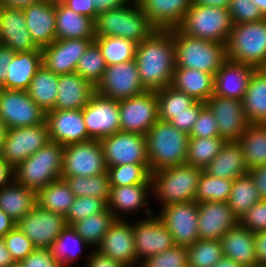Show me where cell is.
Here are the masks:
<instances>
[{"mask_svg":"<svg viewBox=\"0 0 266 267\" xmlns=\"http://www.w3.org/2000/svg\"><path fill=\"white\" fill-rule=\"evenodd\" d=\"M189 138L170 122L158 120L146 134L150 171L184 164Z\"/></svg>","mask_w":266,"mask_h":267,"instance_id":"obj_3","label":"cell"},{"mask_svg":"<svg viewBox=\"0 0 266 267\" xmlns=\"http://www.w3.org/2000/svg\"><path fill=\"white\" fill-rule=\"evenodd\" d=\"M110 186L151 184L149 164H123L107 168Z\"/></svg>","mask_w":266,"mask_h":267,"instance_id":"obj_48","label":"cell"},{"mask_svg":"<svg viewBox=\"0 0 266 267\" xmlns=\"http://www.w3.org/2000/svg\"><path fill=\"white\" fill-rule=\"evenodd\" d=\"M175 68L199 70L215 75L227 60L226 44L195 38L173 29Z\"/></svg>","mask_w":266,"mask_h":267,"instance_id":"obj_2","label":"cell"},{"mask_svg":"<svg viewBox=\"0 0 266 267\" xmlns=\"http://www.w3.org/2000/svg\"><path fill=\"white\" fill-rule=\"evenodd\" d=\"M255 69L227 59L214 76L213 95L242 101Z\"/></svg>","mask_w":266,"mask_h":267,"instance_id":"obj_26","label":"cell"},{"mask_svg":"<svg viewBox=\"0 0 266 267\" xmlns=\"http://www.w3.org/2000/svg\"><path fill=\"white\" fill-rule=\"evenodd\" d=\"M96 250L121 263L124 267H135L137 256L133 239V224L116 219Z\"/></svg>","mask_w":266,"mask_h":267,"instance_id":"obj_22","label":"cell"},{"mask_svg":"<svg viewBox=\"0 0 266 267\" xmlns=\"http://www.w3.org/2000/svg\"><path fill=\"white\" fill-rule=\"evenodd\" d=\"M11 267H23L20 263H15L14 265H12Z\"/></svg>","mask_w":266,"mask_h":267,"instance_id":"obj_73","label":"cell"},{"mask_svg":"<svg viewBox=\"0 0 266 267\" xmlns=\"http://www.w3.org/2000/svg\"><path fill=\"white\" fill-rule=\"evenodd\" d=\"M16 226L36 248L49 249L67 223L64 216L47 211L36 204L30 213L16 223Z\"/></svg>","mask_w":266,"mask_h":267,"instance_id":"obj_16","label":"cell"},{"mask_svg":"<svg viewBox=\"0 0 266 267\" xmlns=\"http://www.w3.org/2000/svg\"><path fill=\"white\" fill-rule=\"evenodd\" d=\"M106 67L100 48L92 42L79 58L75 72L96 86L102 79Z\"/></svg>","mask_w":266,"mask_h":267,"instance_id":"obj_50","label":"cell"},{"mask_svg":"<svg viewBox=\"0 0 266 267\" xmlns=\"http://www.w3.org/2000/svg\"><path fill=\"white\" fill-rule=\"evenodd\" d=\"M59 75L42 65L27 89L30 98L46 113L55 107Z\"/></svg>","mask_w":266,"mask_h":267,"instance_id":"obj_37","label":"cell"},{"mask_svg":"<svg viewBox=\"0 0 266 267\" xmlns=\"http://www.w3.org/2000/svg\"><path fill=\"white\" fill-rule=\"evenodd\" d=\"M259 8L262 16L266 18V0H251Z\"/></svg>","mask_w":266,"mask_h":267,"instance_id":"obj_71","label":"cell"},{"mask_svg":"<svg viewBox=\"0 0 266 267\" xmlns=\"http://www.w3.org/2000/svg\"><path fill=\"white\" fill-rule=\"evenodd\" d=\"M240 144L245 163L250 170L266 164V124H249L237 140Z\"/></svg>","mask_w":266,"mask_h":267,"instance_id":"obj_39","label":"cell"},{"mask_svg":"<svg viewBox=\"0 0 266 267\" xmlns=\"http://www.w3.org/2000/svg\"><path fill=\"white\" fill-rule=\"evenodd\" d=\"M36 204V192L15 180L0 189V209L16 223L30 213Z\"/></svg>","mask_w":266,"mask_h":267,"instance_id":"obj_35","label":"cell"},{"mask_svg":"<svg viewBox=\"0 0 266 267\" xmlns=\"http://www.w3.org/2000/svg\"><path fill=\"white\" fill-rule=\"evenodd\" d=\"M42 0H0V6L24 8Z\"/></svg>","mask_w":266,"mask_h":267,"instance_id":"obj_68","label":"cell"},{"mask_svg":"<svg viewBox=\"0 0 266 267\" xmlns=\"http://www.w3.org/2000/svg\"><path fill=\"white\" fill-rule=\"evenodd\" d=\"M64 146L49 140L14 169V180L36 193L61 178Z\"/></svg>","mask_w":266,"mask_h":267,"instance_id":"obj_5","label":"cell"},{"mask_svg":"<svg viewBox=\"0 0 266 267\" xmlns=\"http://www.w3.org/2000/svg\"><path fill=\"white\" fill-rule=\"evenodd\" d=\"M65 6L76 13L94 20V6L92 0H60Z\"/></svg>","mask_w":266,"mask_h":267,"instance_id":"obj_60","label":"cell"},{"mask_svg":"<svg viewBox=\"0 0 266 267\" xmlns=\"http://www.w3.org/2000/svg\"><path fill=\"white\" fill-rule=\"evenodd\" d=\"M225 142L219 136L189 138L185 163L203 170L219 154Z\"/></svg>","mask_w":266,"mask_h":267,"instance_id":"obj_45","label":"cell"},{"mask_svg":"<svg viewBox=\"0 0 266 267\" xmlns=\"http://www.w3.org/2000/svg\"><path fill=\"white\" fill-rule=\"evenodd\" d=\"M213 267H242L234 260L223 256Z\"/></svg>","mask_w":266,"mask_h":267,"instance_id":"obj_70","label":"cell"},{"mask_svg":"<svg viewBox=\"0 0 266 267\" xmlns=\"http://www.w3.org/2000/svg\"><path fill=\"white\" fill-rule=\"evenodd\" d=\"M160 214L159 218L173 236L175 245L189 246L199 239L196 201L169 204Z\"/></svg>","mask_w":266,"mask_h":267,"instance_id":"obj_17","label":"cell"},{"mask_svg":"<svg viewBox=\"0 0 266 267\" xmlns=\"http://www.w3.org/2000/svg\"><path fill=\"white\" fill-rule=\"evenodd\" d=\"M214 76L199 70L175 68L171 86L196 101L206 102L213 95Z\"/></svg>","mask_w":266,"mask_h":267,"instance_id":"obj_33","label":"cell"},{"mask_svg":"<svg viewBox=\"0 0 266 267\" xmlns=\"http://www.w3.org/2000/svg\"><path fill=\"white\" fill-rule=\"evenodd\" d=\"M95 93V86L76 72L60 74L58 94L53 110L83 109Z\"/></svg>","mask_w":266,"mask_h":267,"instance_id":"obj_28","label":"cell"},{"mask_svg":"<svg viewBox=\"0 0 266 267\" xmlns=\"http://www.w3.org/2000/svg\"><path fill=\"white\" fill-rule=\"evenodd\" d=\"M202 169L184 163L151 172L150 181L152 192L167 206L173 203L195 200L199 178Z\"/></svg>","mask_w":266,"mask_h":267,"instance_id":"obj_7","label":"cell"},{"mask_svg":"<svg viewBox=\"0 0 266 267\" xmlns=\"http://www.w3.org/2000/svg\"><path fill=\"white\" fill-rule=\"evenodd\" d=\"M13 180L14 169L0 157V189L10 184V182H12Z\"/></svg>","mask_w":266,"mask_h":267,"instance_id":"obj_65","label":"cell"},{"mask_svg":"<svg viewBox=\"0 0 266 267\" xmlns=\"http://www.w3.org/2000/svg\"><path fill=\"white\" fill-rule=\"evenodd\" d=\"M7 128L0 118V150L2 148Z\"/></svg>","mask_w":266,"mask_h":267,"instance_id":"obj_72","label":"cell"},{"mask_svg":"<svg viewBox=\"0 0 266 267\" xmlns=\"http://www.w3.org/2000/svg\"><path fill=\"white\" fill-rule=\"evenodd\" d=\"M15 262L8 251L3 237H0V267H11Z\"/></svg>","mask_w":266,"mask_h":267,"instance_id":"obj_67","label":"cell"},{"mask_svg":"<svg viewBox=\"0 0 266 267\" xmlns=\"http://www.w3.org/2000/svg\"><path fill=\"white\" fill-rule=\"evenodd\" d=\"M233 180L209 175L202 171L197 186L195 200L202 202H227L232 189Z\"/></svg>","mask_w":266,"mask_h":267,"instance_id":"obj_47","label":"cell"},{"mask_svg":"<svg viewBox=\"0 0 266 267\" xmlns=\"http://www.w3.org/2000/svg\"><path fill=\"white\" fill-rule=\"evenodd\" d=\"M203 171L215 177L234 180L246 175L249 169L240 144L237 141H227Z\"/></svg>","mask_w":266,"mask_h":267,"instance_id":"obj_31","label":"cell"},{"mask_svg":"<svg viewBox=\"0 0 266 267\" xmlns=\"http://www.w3.org/2000/svg\"><path fill=\"white\" fill-rule=\"evenodd\" d=\"M158 102L159 120L170 122L176 115L188 111L196 100L184 92L168 85L165 88L155 91Z\"/></svg>","mask_w":266,"mask_h":267,"instance_id":"obj_41","label":"cell"},{"mask_svg":"<svg viewBox=\"0 0 266 267\" xmlns=\"http://www.w3.org/2000/svg\"><path fill=\"white\" fill-rule=\"evenodd\" d=\"M87 267H124L121 263L101 254L95 249L87 259Z\"/></svg>","mask_w":266,"mask_h":267,"instance_id":"obj_64","label":"cell"},{"mask_svg":"<svg viewBox=\"0 0 266 267\" xmlns=\"http://www.w3.org/2000/svg\"><path fill=\"white\" fill-rule=\"evenodd\" d=\"M260 200L258 190L249 173L233 180L227 203L238 219Z\"/></svg>","mask_w":266,"mask_h":267,"instance_id":"obj_40","label":"cell"},{"mask_svg":"<svg viewBox=\"0 0 266 267\" xmlns=\"http://www.w3.org/2000/svg\"><path fill=\"white\" fill-rule=\"evenodd\" d=\"M233 25L228 9L192 3L178 28L189 36L226 44Z\"/></svg>","mask_w":266,"mask_h":267,"instance_id":"obj_8","label":"cell"},{"mask_svg":"<svg viewBox=\"0 0 266 267\" xmlns=\"http://www.w3.org/2000/svg\"><path fill=\"white\" fill-rule=\"evenodd\" d=\"M45 122L49 139L63 146L92 139L87 133L82 109L50 110L46 112Z\"/></svg>","mask_w":266,"mask_h":267,"instance_id":"obj_21","label":"cell"},{"mask_svg":"<svg viewBox=\"0 0 266 267\" xmlns=\"http://www.w3.org/2000/svg\"><path fill=\"white\" fill-rule=\"evenodd\" d=\"M41 66V51L16 52L9 65L5 83L0 88L27 91L35 73Z\"/></svg>","mask_w":266,"mask_h":267,"instance_id":"obj_32","label":"cell"},{"mask_svg":"<svg viewBox=\"0 0 266 267\" xmlns=\"http://www.w3.org/2000/svg\"><path fill=\"white\" fill-rule=\"evenodd\" d=\"M56 39H95L94 20L56 0Z\"/></svg>","mask_w":266,"mask_h":267,"instance_id":"obj_30","label":"cell"},{"mask_svg":"<svg viewBox=\"0 0 266 267\" xmlns=\"http://www.w3.org/2000/svg\"><path fill=\"white\" fill-rule=\"evenodd\" d=\"M94 42L100 48L107 66L135 59L137 43L133 40L114 36H95Z\"/></svg>","mask_w":266,"mask_h":267,"instance_id":"obj_43","label":"cell"},{"mask_svg":"<svg viewBox=\"0 0 266 267\" xmlns=\"http://www.w3.org/2000/svg\"><path fill=\"white\" fill-rule=\"evenodd\" d=\"M254 246L258 266L266 267V231L254 233Z\"/></svg>","mask_w":266,"mask_h":267,"instance_id":"obj_63","label":"cell"},{"mask_svg":"<svg viewBox=\"0 0 266 267\" xmlns=\"http://www.w3.org/2000/svg\"><path fill=\"white\" fill-rule=\"evenodd\" d=\"M107 172L100 140L64 146L61 177L94 176Z\"/></svg>","mask_w":266,"mask_h":267,"instance_id":"obj_9","label":"cell"},{"mask_svg":"<svg viewBox=\"0 0 266 267\" xmlns=\"http://www.w3.org/2000/svg\"><path fill=\"white\" fill-rule=\"evenodd\" d=\"M94 40L56 39L51 45L41 48L42 65L55 74L74 73L79 58Z\"/></svg>","mask_w":266,"mask_h":267,"instance_id":"obj_20","label":"cell"},{"mask_svg":"<svg viewBox=\"0 0 266 267\" xmlns=\"http://www.w3.org/2000/svg\"><path fill=\"white\" fill-rule=\"evenodd\" d=\"M22 10L34 43L39 48L51 45L56 40V0H42Z\"/></svg>","mask_w":266,"mask_h":267,"instance_id":"obj_25","label":"cell"},{"mask_svg":"<svg viewBox=\"0 0 266 267\" xmlns=\"http://www.w3.org/2000/svg\"><path fill=\"white\" fill-rule=\"evenodd\" d=\"M0 118L7 129H13L45 123L46 113L27 91L0 88Z\"/></svg>","mask_w":266,"mask_h":267,"instance_id":"obj_12","label":"cell"},{"mask_svg":"<svg viewBox=\"0 0 266 267\" xmlns=\"http://www.w3.org/2000/svg\"><path fill=\"white\" fill-rule=\"evenodd\" d=\"M239 223L249 231H266V200L255 203L240 219Z\"/></svg>","mask_w":266,"mask_h":267,"instance_id":"obj_56","label":"cell"},{"mask_svg":"<svg viewBox=\"0 0 266 267\" xmlns=\"http://www.w3.org/2000/svg\"><path fill=\"white\" fill-rule=\"evenodd\" d=\"M64 179L69 189L75 197L90 196L99 198L108 203L110 195V182L108 173H103L94 176H73L61 177Z\"/></svg>","mask_w":266,"mask_h":267,"instance_id":"obj_44","label":"cell"},{"mask_svg":"<svg viewBox=\"0 0 266 267\" xmlns=\"http://www.w3.org/2000/svg\"><path fill=\"white\" fill-rule=\"evenodd\" d=\"M3 239L15 263H21L36 249L32 241L17 226L9 231Z\"/></svg>","mask_w":266,"mask_h":267,"instance_id":"obj_53","label":"cell"},{"mask_svg":"<svg viewBox=\"0 0 266 267\" xmlns=\"http://www.w3.org/2000/svg\"><path fill=\"white\" fill-rule=\"evenodd\" d=\"M74 200L75 195L69 189L67 182L62 178L52 181L36 193L37 205L64 217Z\"/></svg>","mask_w":266,"mask_h":267,"instance_id":"obj_38","label":"cell"},{"mask_svg":"<svg viewBox=\"0 0 266 267\" xmlns=\"http://www.w3.org/2000/svg\"><path fill=\"white\" fill-rule=\"evenodd\" d=\"M145 91L135 59L107 66L102 79L95 86L97 94L115 100L134 97Z\"/></svg>","mask_w":266,"mask_h":267,"instance_id":"obj_14","label":"cell"},{"mask_svg":"<svg viewBox=\"0 0 266 267\" xmlns=\"http://www.w3.org/2000/svg\"><path fill=\"white\" fill-rule=\"evenodd\" d=\"M23 267H61L50 249L36 248L21 263Z\"/></svg>","mask_w":266,"mask_h":267,"instance_id":"obj_58","label":"cell"},{"mask_svg":"<svg viewBox=\"0 0 266 267\" xmlns=\"http://www.w3.org/2000/svg\"><path fill=\"white\" fill-rule=\"evenodd\" d=\"M227 59L256 69L266 67V18L234 24L226 43Z\"/></svg>","mask_w":266,"mask_h":267,"instance_id":"obj_6","label":"cell"},{"mask_svg":"<svg viewBox=\"0 0 266 267\" xmlns=\"http://www.w3.org/2000/svg\"><path fill=\"white\" fill-rule=\"evenodd\" d=\"M239 223L227 202H202L198 204L199 239L220 240Z\"/></svg>","mask_w":266,"mask_h":267,"instance_id":"obj_24","label":"cell"},{"mask_svg":"<svg viewBox=\"0 0 266 267\" xmlns=\"http://www.w3.org/2000/svg\"><path fill=\"white\" fill-rule=\"evenodd\" d=\"M0 43L13 52L41 51L26 27L22 8L0 6Z\"/></svg>","mask_w":266,"mask_h":267,"instance_id":"obj_23","label":"cell"},{"mask_svg":"<svg viewBox=\"0 0 266 267\" xmlns=\"http://www.w3.org/2000/svg\"><path fill=\"white\" fill-rule=\"evenodd\" d=\"M47 123L7 129L0 157L13 169L49 142Z\"/></svg>","mask_w":266,"mask_h":267,"instance_id":"obj_10","label":"cell"},{"mask_svg":"<svg viewBox=\"0 0 266 267\" xmlns=\"http://www.w3.org/2000/svg\"><path fill=\"white\" fill-rule=\"evenodd\" d=\"M140 267H189L187 246L175 245L162 253L145 258Z\"/></svg>","mask_w":266,"mask_h":267,"instance_id":"obj_52","label":"cell"},{"mask_svg":"<svg viewBox=\"0 0 266 267\" xmlns=\"http://www.w3.org/2000/svg\"><path fill=\"white\" fill-rule=\"evenodd\" d=\"M115 220L114 214L106 208L98 214L90 215L80 221L74 222L71 226L88 245L93 246L94 244L99 246L104 235Z\"/></svg>","mask_w":266,"mask_h":267,"instance_id":"obj_42","label":"cell"},{"mask_svg":"<svg viewBox=\"0 0 266 267\" xmlns=\"http://www.w3.org/2000/svg\"><path fill=\"white\" fill-rule=\"evenodd\" d=\"M15 54L9 47L0 44V87L5 83L9 65Z\"/></svg>","mask_w":266,"mask_h":267,"instance_id":"obj_61","label":"cell"},{"mask_svg":"<svg viewBox=\"0 0 266 267\" xmlns=\"http://www.w3.org/2000/svg\"><path fill=\"white\" fill-rule=\"evenodd\" d=\"M94 24L95 36L122 37L137 44L157 30L136 0L132 8L125 5L98 14Z\"/></svg>","mask_w":266,"mask_h":267,"instance_id":"obj_4","label":"cell"},{"mask_svg":"<svg viewBox=\"0 0 266 267\" xmlns=\"http://www.w3.org/2000/svg\"><path fill=\"white\" fill-rule=\"evenodd\" d=\"M16 226V222L0 209V237H4Z\"/></svg>","mask_w":266,"mask_h":267,"instance_id":"obj_66","label":"cell"},{"mask_svg":"<svg viewBox=\"0 0 266 267\" xmlns=\"http://www.w3.org/2000/svg\"><path fill=\"white\" fill-rule=\"evenodd\" d=\"M70 241L73 243L74 247H70L71 246L69 244ZM81 244H83V246L84 245L88 246V244L76 232V230L71 225H67L62 230L60 235L55 239V241L52 243V245L49 249L52 253V256L57 261V263L61 267H66L69 263H71L73 261V259H76V255H77V257L80 256L79 251L81 249L79 246H81Z\"/></svg>","mask_w":266,"mask_h":267,"instance_id":"obj_46","label":"cell"},{"mask_svg":"<svg viewBox=\"0 0 266 267\" xmlns=\"http://www.w3.org/2000/svg\"><path fill=\"white\" fill-rule=\"evenodd\" d=\"M205 105L216 119L219 137L226 142L237 141L250 124L240 100L212 95Z\"/></svg>","mask_w":266,"mask_h":267,"instance_id":"obj_18","label":"cell"},{"mask_svg":"<svg viewBox=\"0 0 266 267\" xmlns=\"http://www.w3.org/2000/svg\"><path fill=\"white\" fill-rule=\"evenodd\" d=\"M88 135L100 140L120 131V110L118 100L101 96L96 92L82 109Z\"/></svg>","mask_w":266,"mask_h":267,"instance_id":"obj_15","label":"cell"},{"mask_svg":"<svg viewBox=\"0 0 266 267\" xmlns=\"http://www.w3.org/2000/svg\"><path fill=\"white\" fill-rule=\"evenodd\" d=\"M151 184H135L127 186H110V195L107 208L114 214L116 219H121L119 212H134L138 208L148 205L146 196Z\"/></svg>","mask_w":266,"mask_h":267,"instance_id":"obj_36","label":"cell"},{"mask_svg":"<svg viewBox=\"0 0 266 267\" xmlns=\"http://www.w3.org/2000/svg\"><path fill=\"white\" fill-rule=\"evenodd\" d=\"M133 239L135 242L137 261L162 253L175 246L173 236L162 220L157 217H147L133 224Z\"/></svg>","mask_w":266,"mask_h":267,"instance_id":"obj_19","label":"cell"},{"mask_svg":"<svg viewBox=\"0 0 266 267\" xmlns=\"http://www.w3.org/2000/svg\"><path fill=\"white\" fill-rule=\"evenodd\" d=\"M242 106L250 124H266V69L253 71Z\"/></svg>","mask_w":266,"mask_h":267,"instance_id":"obj_34","label":"cell"},{"mask_svg":"<svg viewBox=\"0 0 266 267\" xmlns=\"http://www.w3.org/2000/svg\"><path fill=\"white\" fill-rule=\"evenodd\" d=\"M157 30H171L182 23L193 0H136Z\"/></svg>","mask_w":266,"mask_h":267,"instance_id":"obj_27","label":"cell"},{"mask_svg":"<svg viewBox=\"0 0 266 267\" xmlns=\"http://www.w3.org/2000/svg\"><path fill=\"white\" fill-rule=\"evenodd\" d=\"M219 136L217 122L209 110V108L205 105L198 115L196 122L193 125V128L190 132V138H209V137H217Z\"/></svg>","mask_w":266,"mask_h":267,"instance_id":"obj_55","label":"cell"},{"mask_svg":"<svg viewBox=\"0 0 266 267\" xmlns=\"http://www.w3.org/2000/svg\"><path fill=\"white\" fill-rule=\"evenodd\" d=\"M230 0H193V4L228 9Z\"/></svg>","mask_w":266,"mask_h":267,"instance_id":"obj_69","label":"cell"},{"mask_svg":"<svg viewBox=\"0 0 266 267\" xmlns=\"http://www.w3.org/2000/svg\"><path fill=\"white\" fill-rule=\"evenodd\" d=\"M129 2L130 0H92L94 6V21L98 14L107 12L111 9L121 8L129 4Z\"/></svg>","mask_w":266,"mask_h":267,"instance_id":"obj_62","label":"cell"},{"mask_svg":"<svg viewBox=\"0 0 266 267\" xmlns=\"http://www.w3.org/2000/svg\"><path fill=\"white\" fill-rule=\"evenodd\" d=\"M107 208V203L99 198L83 196L75 197L68 213L65 216L67 225H72L90 215L98 214Z\"/></svg>","mask_w":266,"mask_h":267,"instance_id":"obj_51","label":"cell"},{"mask_svg":"<svg viewBox=\"0 0 266 267\" xmlns=\"http://www.w3.org/2000/svg\"><path fill=\"white\" fill-rule=\"evenodd\" d=\"M175 58L173 29L156 30L137 44L135 61L146 91H158L171 85Z\"/></svg>","mask_w":266,"mask_h":267,"instance_id":"obj_1","label":"cell"},{"mask_svg":"<svg viewBox=\"0 0 266 267\" xmlns=\"http://www.w3.org/2000/svg\"><path fill=\"white\" fill-rule=\"evenodd\" d=\"M106 167L149 164L146 135L119 131L100 139Z\"/></svg>","mask_w":266,"mask_h":267,"instance_id":"obj_11","label":"cell"},{"mask_svg":"<svg viewBox=\"0 0 266 267\" xmlns=\"http://www.w3.org/2000/svg\"><path fill=\"white\" fill-rule=\"evenodd\" d=\"M187 249L189 267H213L223 257L220 240L198 239Z\"/></svg>","mask_w":266,"mask_h":267,"instance_id":"obj_49","label":"cell"},{"mask_svg":"<svg viewBox=\"0 0 266 267\" xmlns=\"http://www.w3.org/2000/svg\"><path fill=\"white\" fill-rule=\"evenodd\" d=\"M228 10L234 24L256 22L264 18L251 0H230Z\"/></svg>","mask_w":266,"mask_h":267,"instance_id":"obj_54","label":"cell"},{"mask_svg":"<svg viewBox=\"0 0 266 267\" xmlns=\"http://www.w3.org/2000/svg\"><path fill=\"white\" fill-rule=\"evenodd\" d=\"M261 200H266V164L251 168L248 171Z\"/></svg>","mask_w":266,"mask_h":267,"instance_id":"obj_59","label":"cell"},{"mask_svg":"<svg viewBox=\"0 0 266 267\" xmlns=\"http://www.w3.org/2000/svg\"><path fill=\"white\" fill-rule=\"evenodd\" d=\"M223 256L242 267H257L254 233L238 223L220 239Z\"/></svg>","mask_w":266,"mask_h":267,"instance_id":"obj_29","label":"cell"},{"mask_svg":"<svg viewBox=\"0 0 266 267\" xmlns=\"http://www.w3.org/2000/svg\"><path fill=\"white\" fill-rule=\"evenodd\" d=\"M120 131L146 135L159 120L155 91H145L134 97L118 100Z\"/></svg>","mask_w":266,"mask_h":267,"instance_id":"obj_13","label":"cell"},{"mask_svg":"<svg viewBox=\"0 0 266 267\" xmlns=\"http://www.w3.org/2000/svg\"><path fill=\"white\" fill-rule=\"evenodd\" d=\"M204 106L205 102L196 101L192 106L188 107V111L176 115V117L171 120L170 123L181 132L190 135V132L198 118L200 110Z\"/></svg>","mask_w":266,"mask_h":267,"instance_id":"obj_57","label":"cell"}]
</instances>
